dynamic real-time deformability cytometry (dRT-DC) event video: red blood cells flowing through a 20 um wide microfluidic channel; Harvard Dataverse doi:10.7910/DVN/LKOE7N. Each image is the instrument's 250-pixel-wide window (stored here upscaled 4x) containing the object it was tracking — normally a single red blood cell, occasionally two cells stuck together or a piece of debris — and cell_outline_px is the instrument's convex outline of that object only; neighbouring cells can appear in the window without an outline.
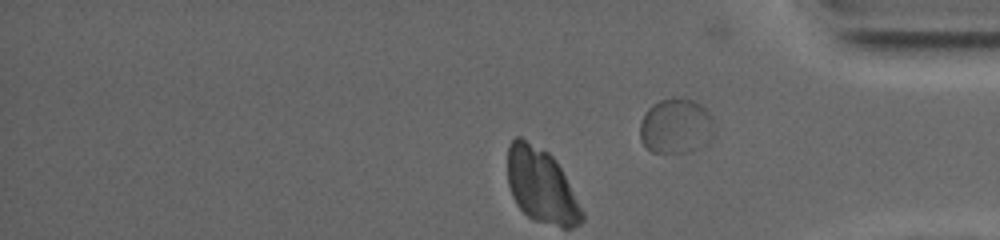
{"species": "common noctule bat (a hibernating species)", "species_latin": "Nyctalus noctula", "temperature_condition": "warm", "stored_images_in_passage": 36, "camera_frame_rate_fps": 4500, "um_per_image_px": 0.085, "animal": {"sex": "female", "body_mass_g": 19.0, "forearm_length_mm": 53.3}, "frame": {"image": 1, "passage_image": 36, "time_ms": 11.556, "image_size_px": [1000, 240], "cell_outline_px": [[716, 136], [708, 144], [692, 152], [652, 152], [640, 140], [640, 120], [644, 112], [652, 104], [660, 100], [672, 96], [680, 96], [696, 100], [712, 116], [716, 128]], "centroid_in_image_um": [57.51, 10.7], "position_along_channel_um": 377.7, "area_um2": 24.91}}